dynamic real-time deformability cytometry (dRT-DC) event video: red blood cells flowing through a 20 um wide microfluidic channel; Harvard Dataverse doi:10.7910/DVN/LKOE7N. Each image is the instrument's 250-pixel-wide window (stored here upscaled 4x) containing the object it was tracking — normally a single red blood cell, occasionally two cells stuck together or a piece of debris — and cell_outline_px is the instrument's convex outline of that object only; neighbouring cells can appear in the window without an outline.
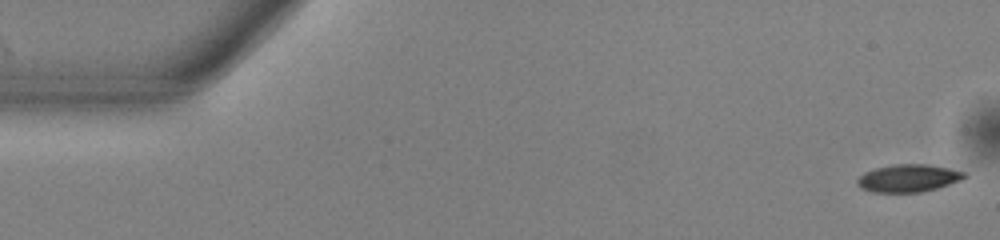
{"species": "common noctule bat (a hibernating species)", "species_latin": "Nyctalus noctula", "temperature_condition": "warm", "stored_images_in_passage": 52, "camera_frame_rate_fps": 3000, "um_per_image_px": 0.085, "animal": {"sex": "male", "body_mass_g": 13.0, "forearm_length_mm": 53.1}, "frame": {"image": 1, "passage_image": 1, "time_ms": 0.0, "image_size_px": [1000, 240], "cell_outline_px": [[968, 176], [960, 180], [936, 188], [920, 192], [872, 192], [860, 188], [856, 184], [856, 180], [864, 172], [876, 168], [892, 164], [928, 164], [948, 168], [964, 172]], "centroid_in_image_um": [77.17, 15.14], "position_along_channel_um": 7.8, "area_um2": 17.17}}
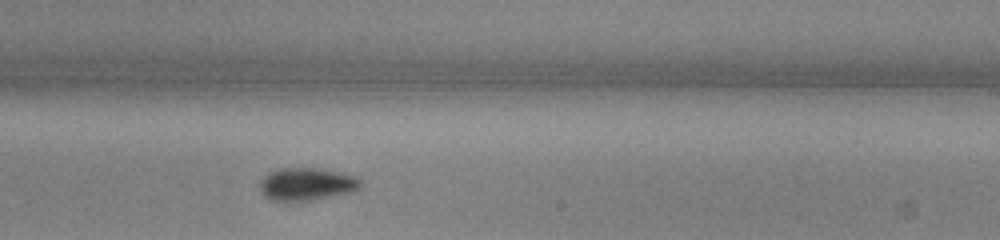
{"frame": {"image": 2, "passage_image": 31, "time_ms": 10.0, "image_size_px": [1000, 240], "cell_outline_px": [[364, 184], [356, 192], [312, 200], [288, 204], [268, 200], [260, 192], [260, 180], [268, 172], [276, 168], [316, 168], [356, 176]], "centroid_in_image_um": [26.03, 15.7], "position_along_channel_um": 263.0, "area_um2": 20.06}}
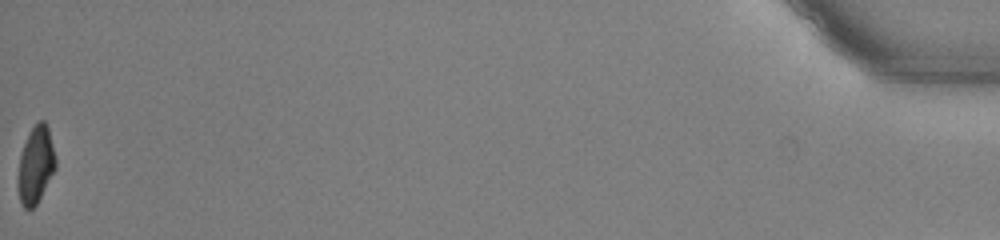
{"frame": {"image": 3, "passage_image": 52, "time_ms": 17.0, "image_size_px": [1000, 240], "cell_outline_px": [[56, 168], [36, 204], [32, 208], [24, 208], [20, 204], [16, 180], [20, 156], [24, 144], [32, 128], [40, 120], [44, 120], [48, 128], [56, 160]], "centroid_in_image_um": [3.01, 14.06], "position_along_channel_um": 432.2, "area_um2": 16.76}, "authors_computed_cell_mechanics": {"area_um2": 18.0336, "velocity_mm_per_s": 3.95, "shape_relaxation_time_tau1_ms": 2.181, "shape_relaxation_time_tau2_ms": null, "deformation_change_tau1": 0.0963, "deformation_change_tau2": null}}